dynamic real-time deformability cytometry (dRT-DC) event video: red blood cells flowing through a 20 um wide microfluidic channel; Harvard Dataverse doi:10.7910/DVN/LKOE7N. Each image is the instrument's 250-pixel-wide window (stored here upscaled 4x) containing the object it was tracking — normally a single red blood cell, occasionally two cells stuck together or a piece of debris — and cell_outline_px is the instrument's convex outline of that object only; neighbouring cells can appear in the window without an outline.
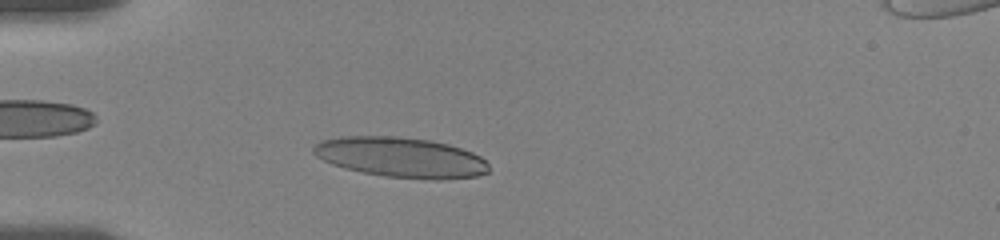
{"species": "human", "species_latin": "Homo sapiens", "temperature_condition": "room temperature", "stored_images_in_passage": 9, "camera_frame_rate_fps": 3000, "um_per_image_px": 0.085, "donor": {"sex": "female"}, "frame": {"image": 1, "passage_image": 6, "time_ms": 3.333, "image_size_px": [1000, 240], "cell_outline_px": [[488, 172], [476, 176], [440, 180], [432, 180], [384, 176], [344, 168], [332, 164], [316, 156], [312, 152], [312, 144], [320, 140], [340, 136], [396, 136], [432, 140], [448, 144], [472, 152], [480, 156], [488, 164]], "centroid_in_image_um": [34.04, 13.36], "position_along_channel_um": 51.0, "area_um2": 41.27}}
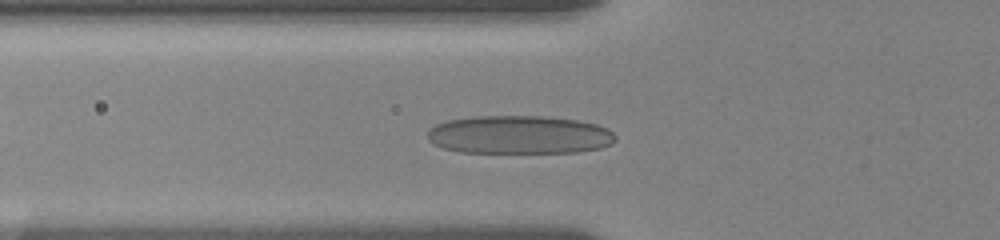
{"frame": {"image": 2, "passage_image": 8, "time_ms": 4.667, "image_size_px": [1000, 240], "cell_outline_px": [[616, 140], [612, 144], [600, 148], [576, 152], [460, 152], [444, 148], [432, 144], [428, 140], [428, 128], [436, 124], [448, 120], [476, 116], [544, 116], [576, 120], [596, 124], [608, 128], [616, 136]], "centroid_in_image_um": [44.13, 11.45], "position_along_channel_um": 81.7, "area_um2": 42.08}}